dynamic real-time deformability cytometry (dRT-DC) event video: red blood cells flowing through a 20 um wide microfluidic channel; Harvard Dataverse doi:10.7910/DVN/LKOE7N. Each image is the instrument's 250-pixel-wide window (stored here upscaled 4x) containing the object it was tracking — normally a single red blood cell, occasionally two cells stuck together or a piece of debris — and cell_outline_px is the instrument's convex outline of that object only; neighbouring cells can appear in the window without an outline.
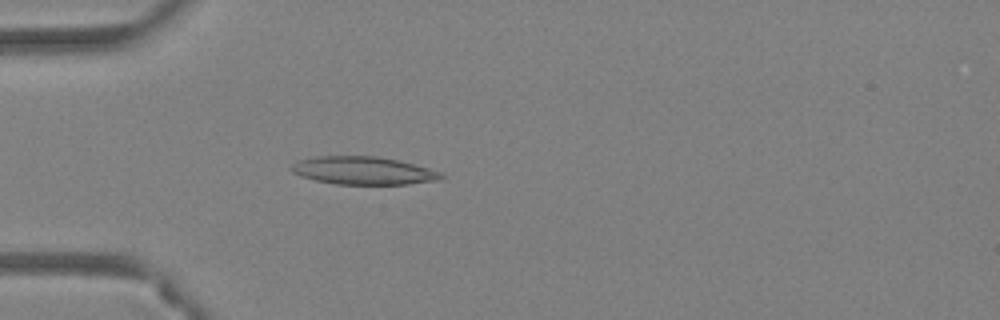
{"species": "Egyptian fruit bat (a non-hibernating species)", "species_latin": "Rousettus aegyptiacus", "temperature_condition": "warm", "stored_images_in_passage": 39, "camera_frame_rate_fps": 3000, "um_per_image_px": 0.085, "animal": {"sex": "female"}, "frame": {"image": 1, "passage_image": 6, "time_ms": 1.667, "image_size_px": [1000, 320], "cell_outline_px": [[444, 176], [440, 180], [408, 184], [336, 184], [316, 180], [300, 176], [292, 172], [288, 168], [296, 160], [316, 156], [376, 156], [400, 160], [428, 168], [440, 172]], "centroid_in_image_um": [30.84, 14.49], "position_along_channel_um": 54.2, "area_um2": 24.51}}
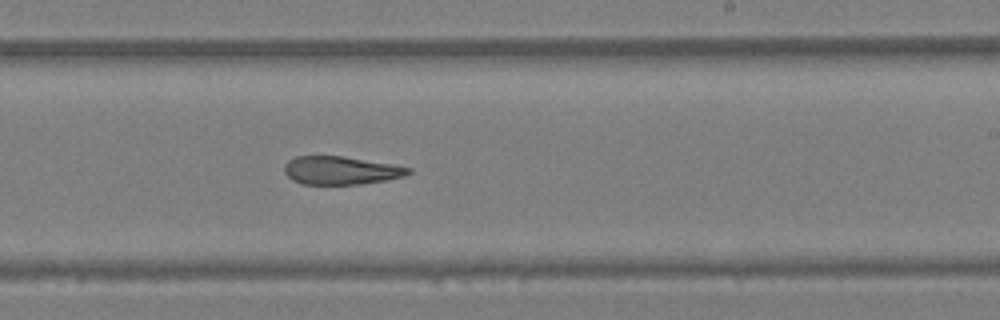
{"frame": {"image": 2, "passage_image": 21, "time_ms": 6.667, "image_size_px": [1000, 320], "cell_outline_px": [[412, 172], [404, 176], [384, 180], [356, 184], [304, 184], [292, 180], [284, 172], [284, 164], [288, 160], [296, 156], [340, 156], [392, 164], [412, 168]], "centroid_in_image_um": [28.94, 14.48], "position_along_channel_um": 260.1, "area_um2": 20.17}}
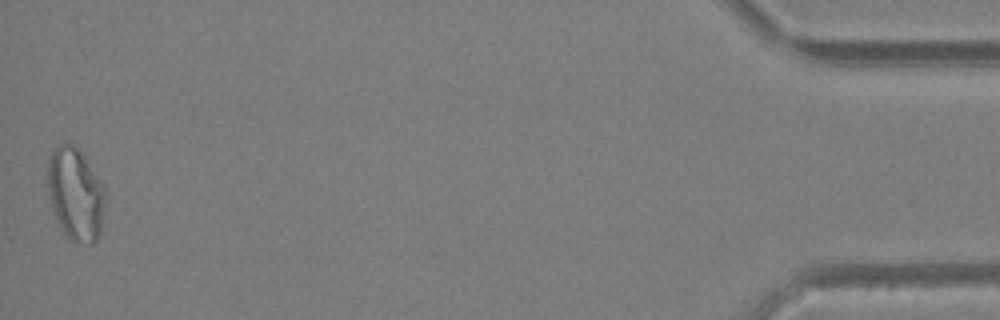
{"frame": {"image": 3, "passage_image": 39, "time_ms": 12.667, "image_size_px": [1000, 320], "cell_outline_px": [[108, 200], [100, 232], [96, 240], [92, 244], [88, 244], [68, 240], [60, 228], [56, 220], [48, 196], [48, 160], [52, 152], [60, 144], [72, 144], [80, 152], [108, 192]], "centroid_in_image_um": [6.45, 16.57], "position_along_channel_um": 428.8, "area_um2": 31.44}, "authors_computed_cell_mechanics": {"area_um2": 23.409, "velocity_mm_per_s": 4.3359, "shape_relaxation_time_tau1_ms": null, "shape_relaxation_time_tau2_ms": 2.5886, "deformation_change_tau1": null, "deformation_change_tau2": 0.1212}}